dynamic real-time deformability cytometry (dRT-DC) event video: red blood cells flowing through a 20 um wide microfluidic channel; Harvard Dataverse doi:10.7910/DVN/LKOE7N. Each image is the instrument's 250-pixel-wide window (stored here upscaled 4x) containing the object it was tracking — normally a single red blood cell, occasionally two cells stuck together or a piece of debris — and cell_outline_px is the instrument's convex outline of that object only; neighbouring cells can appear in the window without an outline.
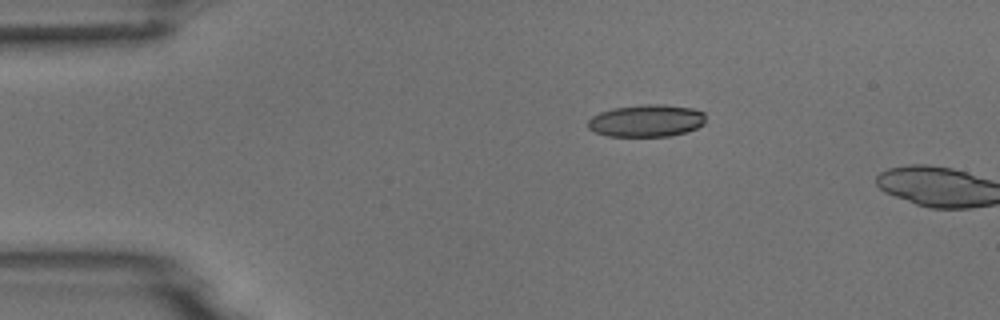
{"species": "common noctule bat (a hibernating species)", "species_latin": "Nyctalus noctula", "temperature_condition": "room temperature", "stored_images_in_passage": 2, "camera_frame_rate_fps": 3000, "um_per_image_px": 0.085, "animal": {"sex": "male", "body_mass_g": 18.8}, "frame": {"image": 1, "passage_image": 1, "time_ms": 0.0, "image_size_px": [1000, 320], "cell_outline_px": [[704, 124], [696, 128], [672, 136], [608, 136], [596, 132], [588, 128], [588, 120], [592, 116], [600, 112], [612, 108], [644, 104], [664, 104], [692, 108], [704, 112]], "centroid_in_image_um": [54.94, 10.25], "position_along_channel_um": 30.1, "area_um2": 22.14}}